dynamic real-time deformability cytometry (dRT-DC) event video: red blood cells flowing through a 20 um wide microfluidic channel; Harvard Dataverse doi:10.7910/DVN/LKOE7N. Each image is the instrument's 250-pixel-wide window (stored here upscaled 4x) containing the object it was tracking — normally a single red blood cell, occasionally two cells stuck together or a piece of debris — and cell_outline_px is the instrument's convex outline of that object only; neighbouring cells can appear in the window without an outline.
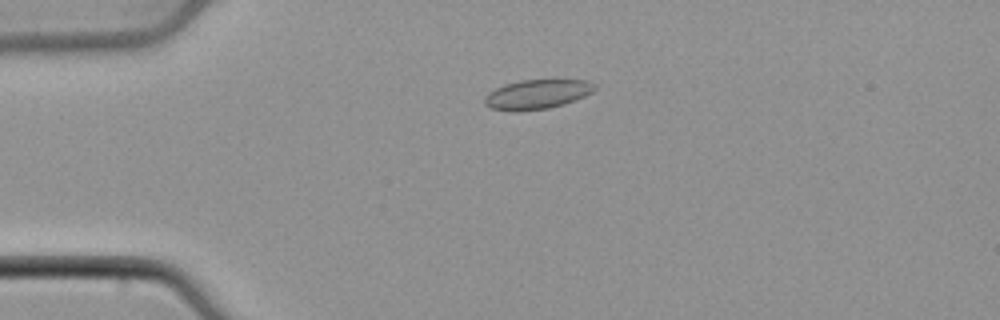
{"species": "common noctule bat (a hibernating species)", "species_latin": "Nyctalus noctula", "temperature_condition": "cold", "stored_images_in_passage": 38, "camera_frame_rate_fps": 3000, "um_per_image_px": 0.085, "animal": {"sex": "male", "body_mass_g": 21.5, "forearm_length_mm": 52.0}, "frame": {"image": 1, "passage_image": 1, "time_ms": 0.0, "image_size_px": [1000, 320], "cell_outline_px": [[596, 88], [592, 92], [576, 100], [564, 104], [548, 108], [520, 112], [516, 112], [492, 108], [484, 104], [484, 96], [488, 92], [504, 84], [520, 80], [588, 80], [596, 84]], "centroid_in_image_um": [45.64, 8.02], "position_along_channel_um": 39.4, "area_um2": 19.07}}
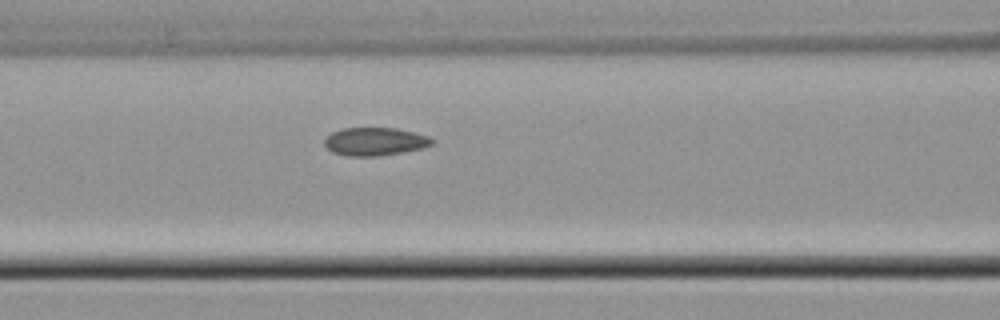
{"frame": {"image": 2, "passage_image": 10, "time_ms": 3.0, "image_size_px": [1000, 320], "cell_outline_px": [[436, 144], [424, 148], [404, 152], [380, 156], [348, 156], [332, 152], [324, 144], [324, 140], [332, 132], [344, 128], [396, 128], [428, 136], [436, 140]], "centroid_in_image_um": [31.93, 12.04], "position_along_channel_um": 134.7, "area_um2": 17.74}}
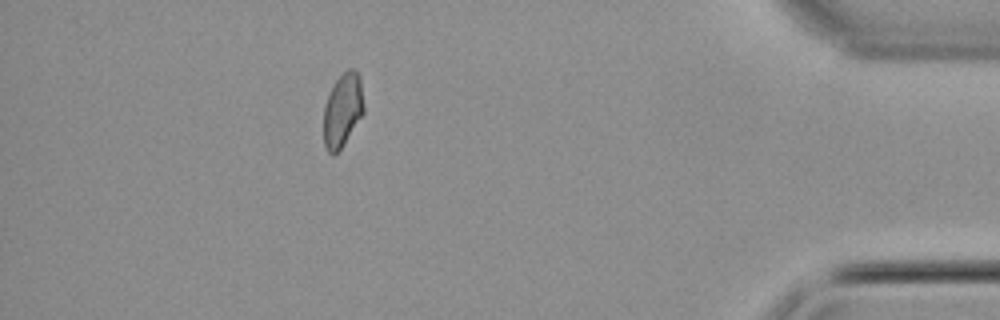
{"frame": {"image": 3, "passage_image": 33, "time_ms": 10.667, "image_size_px": [1000, 320], "cell_outline_px": [[364, 112], [340, 148], [332, 156], [328, 152], [324, 144], [324, 104], [336, 80], [348, 68], [352, 68], [360, 76], [364, 104]], "centroid_in_image_um": [29.12, 9.34], "position_along_channel_um": 406.1, "area_um2": 16.94}}